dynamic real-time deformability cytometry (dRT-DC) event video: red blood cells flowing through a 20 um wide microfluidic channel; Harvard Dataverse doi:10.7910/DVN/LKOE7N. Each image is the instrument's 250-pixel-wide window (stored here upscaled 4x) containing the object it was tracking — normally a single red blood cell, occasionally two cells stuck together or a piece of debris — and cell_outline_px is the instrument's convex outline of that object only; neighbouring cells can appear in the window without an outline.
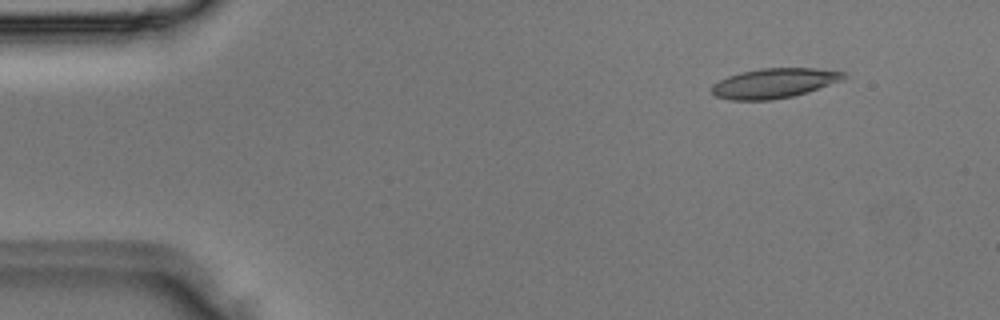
{"species": "Egyptian fruit bat (a non-hibernating species)", "species_latin": "Rousettus aegyptiacus", "temperature_condition": "room temperature", "stored_images_in_passage": 3, "camera_frame_rate_fps": 3000, "um_per_image_px": 0.085, "animal": {"sex": "male"}, "frame": {"image": 1, "passage_image": 1, "time_ms": 0.0, "image_size_px": [1000, 320], "cell_outline_px": [[848, 76], [844, 80], [808, 92], [792, 96], [768, 100], [732, 100], [716, 96], [712, 92], [712, 84], [728, 76], [740, 72], [760, 68], [816, 68], [844, 72]], "centroid_in_image_um": [65.84, 7.06], "position_along_channel_um": 19.2, "area_um2": 22.95}}